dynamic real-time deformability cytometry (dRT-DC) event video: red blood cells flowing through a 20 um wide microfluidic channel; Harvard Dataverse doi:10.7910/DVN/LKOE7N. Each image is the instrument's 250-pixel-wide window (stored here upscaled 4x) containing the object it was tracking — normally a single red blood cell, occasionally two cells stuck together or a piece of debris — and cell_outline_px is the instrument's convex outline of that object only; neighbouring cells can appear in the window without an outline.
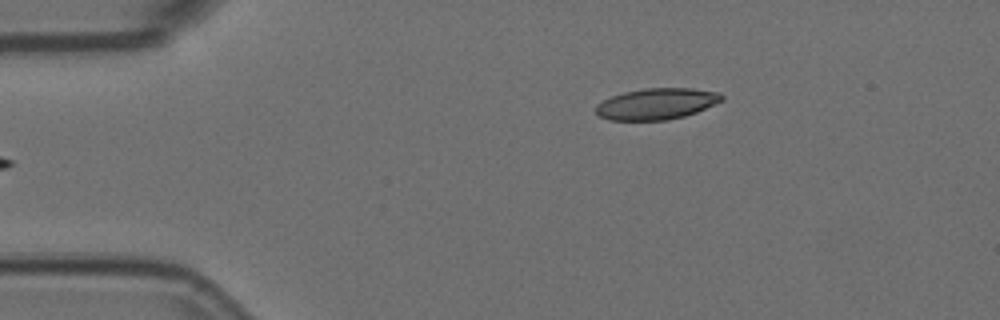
{"species": "Egyptian fruit bat (a non-hibernating species)", "species_latin": "Rousettus aegyptiacus", "temperature_condition": "room temperature", "stored_images_in_passage": 4, "camera_frame_rate_fps": 3000, "um_per_image_px": 0.085, "animal": {"sex": "female"}, "frame": {"image": 1, "passage_image": 4, "time_ms": 1.0, "image_size_px": [1000, 320], "cell_outline_px": [[724, 100], [696, 112], [684, 116], [668, 120], [608, 120], [600, 116], [596, 112], [596, 104], [612, 96], [624, 92], [644, 88], [692, 88], [720, 92], [724, 96]], "centroid_in_image_um": [55.83, 8.82], "position_along_channel_um": 29.2, "area_um2": 22.95}}